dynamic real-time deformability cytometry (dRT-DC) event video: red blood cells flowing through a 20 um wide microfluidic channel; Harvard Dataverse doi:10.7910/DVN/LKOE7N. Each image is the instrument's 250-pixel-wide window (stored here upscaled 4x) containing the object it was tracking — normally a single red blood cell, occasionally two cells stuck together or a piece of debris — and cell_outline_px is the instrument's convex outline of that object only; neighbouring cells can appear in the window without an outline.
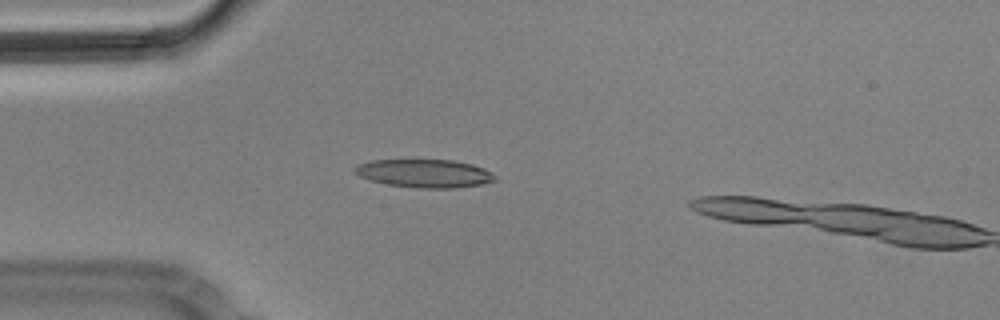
{"species": "Egyptian fruit bat (a non-hibernating species)", "species_latin": "Rousettus aegyptiacus", "temperature_condition": "cold", "stored_images_in_passage": 16, "camera_frame_rate_fps": 3000, "um_per_image_px": 0.085, "animal": {"sex": "male"}, "frame": {"image": 1, "passage_image": 14, "time_ms": 4.333, "image_size_px": [1000, 320], "cell_outline_px": [[496, 180], [484, 184], [456, 188], [420, 188], [388, 184], [372, 180], [360, 176], [352, 172], [352, 168], [356, 164], [372, 160], [452, 160], [472, 164], [484, 168], [492, 172], [496, 176]], "centroid_in_image_um": [36.09, 14.73], "position_along_channel_um": 48.9, "area_um2": 23.18}}